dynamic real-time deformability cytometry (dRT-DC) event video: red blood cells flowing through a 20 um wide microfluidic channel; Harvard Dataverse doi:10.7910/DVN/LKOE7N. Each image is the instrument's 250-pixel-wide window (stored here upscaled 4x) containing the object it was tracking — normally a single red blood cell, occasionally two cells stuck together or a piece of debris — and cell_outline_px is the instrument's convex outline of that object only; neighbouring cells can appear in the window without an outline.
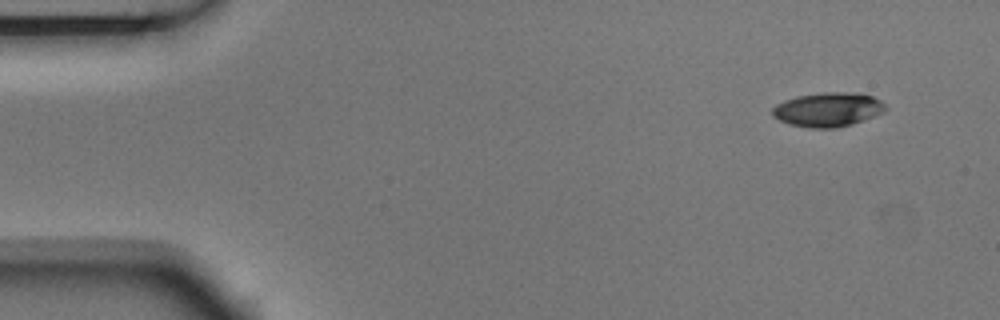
{"species": "Egyptian fruit bat (a non-hibernating species)", "species_latin": "Rousettus aegyptiacus", "temperature_condition": "room temperature", "stored_images_in_passage": 4, "camera_frame_rate_fps": 3000, "um_per_image_px": 0.085, "animal": {"sex": "male"}, "frame": {"image": 1, "passage_image": 1, "time_ms": 0.0, "image_size_px": [1000, 320], "cell_outline_px": [[888, 108], [884, 112], [852, 124], [836, 128], [808, 128], [788, 124], [772, 116], [772, 108], [776, 104], [784, 100], [796, 96], [824, 92], [844, 92], [872, 96], [880, 100]], "centroid_in_image_um": [70.34, 9.32], "position_along_channel_um": 14.7, "area_um2": 22.54}}
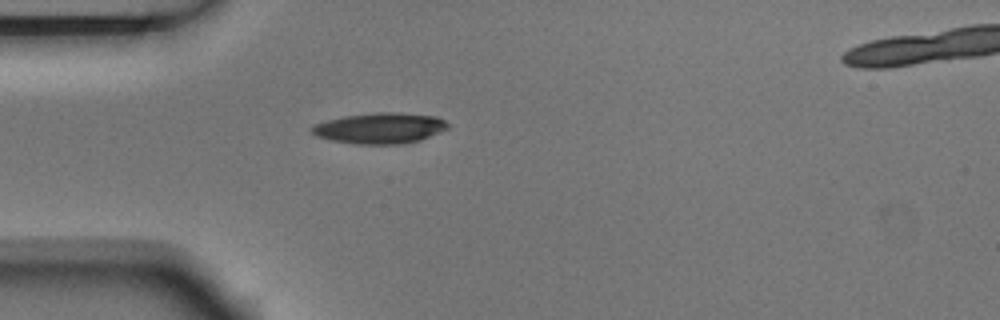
{"frame": {"image": 2, "passage_image": 3, "time_ms": 0.667, "image_size_px": [1000, 320], "cell_outline_px": [[448, 128], [420, 140], [400, 144], [356, 144], [332, 140], [316, 136], [312, 132], [312, 128], [316, 124], [328, 120], [344, 116], [376, 112], [396, 112], [436, 116], [444, 120], [448, 124]], "centroid_in_image_um": [32.31, 10.89], "position_along_channel_um": 52.7, "area_um2": 24.16}}